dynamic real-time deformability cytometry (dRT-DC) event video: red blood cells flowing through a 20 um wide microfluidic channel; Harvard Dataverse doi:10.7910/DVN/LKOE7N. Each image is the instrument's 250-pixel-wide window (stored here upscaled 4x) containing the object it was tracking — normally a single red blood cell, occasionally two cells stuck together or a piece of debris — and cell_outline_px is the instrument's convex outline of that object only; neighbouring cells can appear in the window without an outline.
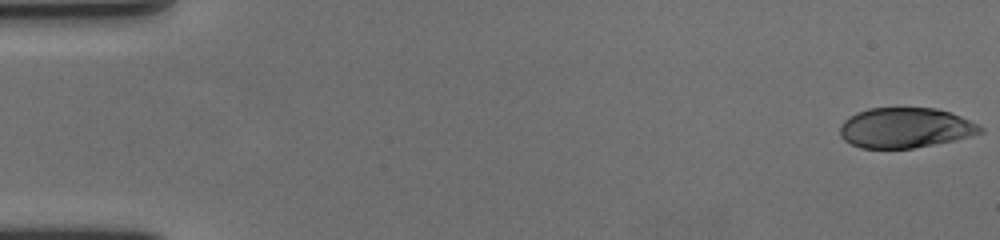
{"species": "human", "species_latin": "Homo sapiens", "temperature_condition": "cold", "stored_images_in_passage": 59, "camera_frame_rate_fps": 3000, "um_per_image_px": 0.085, "donor": {"sex": "female"}, "frame": {"image": 1, "passage_image": 1, "time_ms": 0.0, "image_size_px": [1000, 240], "cell_outline_px": [[984, 132], [952, 140], [912, 148], [860, 148], [844, 140], [840, 136], [840, 124], [848, 116], [856, 112], [868, 108], [936, 108], [952, 112], [984, 128]], "centroid_in_image_um": [76.9, 10.85], "position_along_channel_um": 8.1, "area_um2": 32.71}}
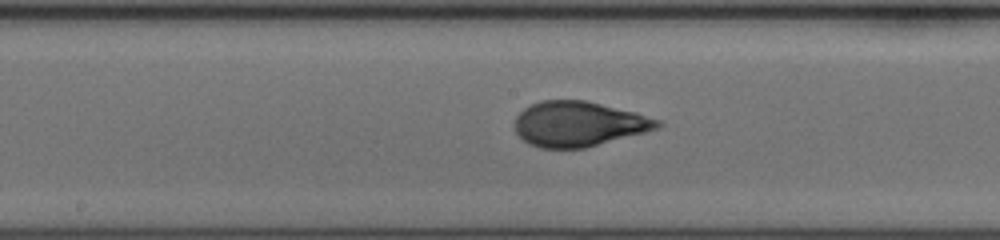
{"frame": {"image": 2, "passage_image": 31, "time_ms": 10.0, "image_size_px": [1000, 240], "cell_outline_px": [[660, 128], [584, 148], [540, 148], [528, 144], [516, 132], [516, 116], [524, 108], [540, 100], [584, 100], [636, 112], [660, 120]], "centroid_in_image_um": [49.18, 10.53], "position_along_channel_um": 199.0, "area_um2": 37.22}}
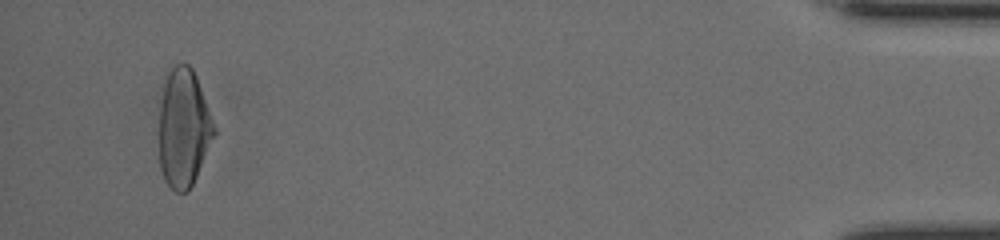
{"frame": {"image": 3, "passage_image": 56, "time_ms": 18.333, "image_size_px": [1000, 240], "cell_outline_px": [[216, 132], [196, 176], [188, 192], [176, 192], [164, 180], [160, 168], [160, 104], [164, 84], [168, 72], [176, 64], [188, 64], [192, 68], [196, 76], [216, 128]], "centroid_in_image_um": [15.61, 10.89], "position_along_channel_um": 419.6, "area_um2": 37.51}, "authors_computed_cell_mechanics": {"area_um2": 37.3966, "velocity_mm_per_s": 3.571, "shape_relaxation_time_tau1_ms": 4.5951, "shape_relaxation_time_tau2_ms": 0.6502, "deformation_change_tau1": 0.1882, "deformation_change_tau2": 0.0546}}